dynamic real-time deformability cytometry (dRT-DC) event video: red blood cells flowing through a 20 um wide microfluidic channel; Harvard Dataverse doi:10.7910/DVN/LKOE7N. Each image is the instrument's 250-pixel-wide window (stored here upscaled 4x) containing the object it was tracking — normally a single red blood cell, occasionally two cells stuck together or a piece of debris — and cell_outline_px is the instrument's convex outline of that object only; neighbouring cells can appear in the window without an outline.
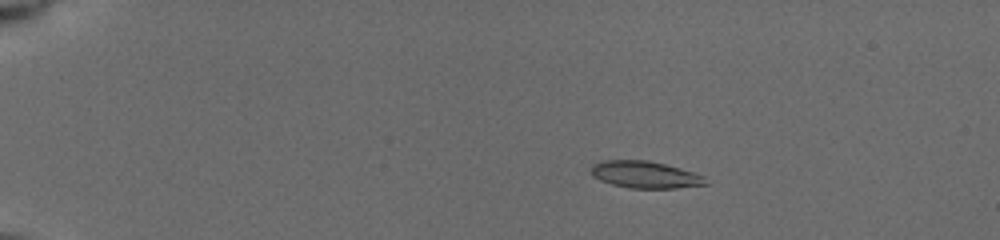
{"species": "common noctule bat (a hibernating species)", "species_latin": "Nyctalus noctula", "temperature_condition": "cold", "stored_images_in_passage": 83, "camera_frame_rate_fps": 3000, "um_per_image_px": 0.085, "animal": {"sex": "female", "body_mass_g": 19.5, "forearm_length_mm": 54.1}, "frame": {"image": 1, "passage_image": 1, "time_ms": 0.0, "image_size_px": [1000, 240], "cell_outline_px": [[708, 184], [676, 188], [632, 188], [612, 184], [600, 180], [592, 176], [592, 164], [604, 160], [648, 160], [680, 168], [704, 176]], "centroid_in_image_um": [54.82, 14.84], "position_along_channel_um": 30.2, "area_um2": 17.86}}
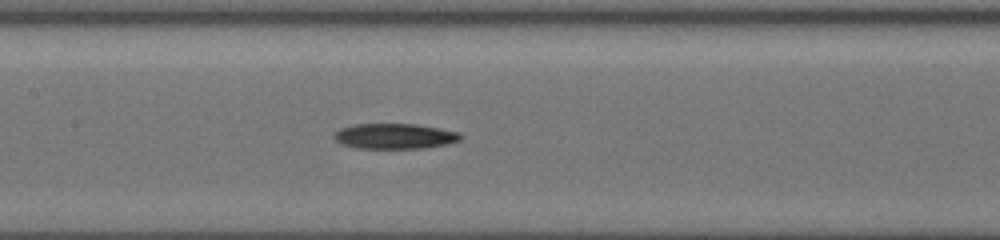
{"frame": {"image": 2, "passage_image": 33, "time_ms": 6.0, "image_size_px": [1000, 240], "cell_outline_px": [[464, 136], [460, 140], [448, 144], [424, 148], [356, 148], [340, 144], [332, 136], [340, 128], [352, 124], [416, 124], [460, 132]], "centroid_in_image_um": [33.55, 11.57], "position_along_channel_um": 173.8, "area_um2": 18.84}}
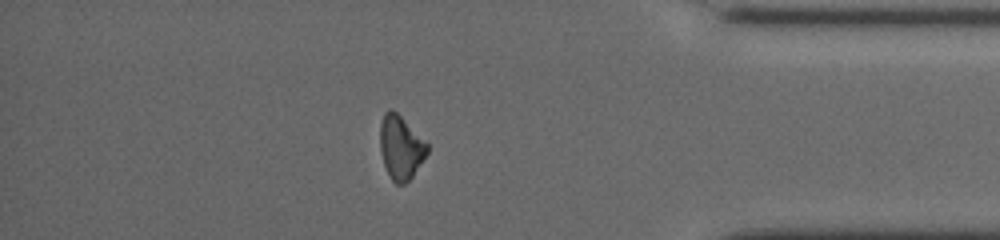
{"frame": {"image": 3, "passage_image": 65, "time_ms": 12.333, "image_size_px": [1000, 240], "cell_outline_px": [[428, 152], [412, 176], [404, 184], [396, 184], [392, 180], [384, 164], [380, 152], [380, 124], [384, 112], [388, 108], [392, 108], [428, 144]], "centroid_in_image_um": [34.04, 12.51], "position_along_channel_um": 401.2, "area_um2": 17.28}}